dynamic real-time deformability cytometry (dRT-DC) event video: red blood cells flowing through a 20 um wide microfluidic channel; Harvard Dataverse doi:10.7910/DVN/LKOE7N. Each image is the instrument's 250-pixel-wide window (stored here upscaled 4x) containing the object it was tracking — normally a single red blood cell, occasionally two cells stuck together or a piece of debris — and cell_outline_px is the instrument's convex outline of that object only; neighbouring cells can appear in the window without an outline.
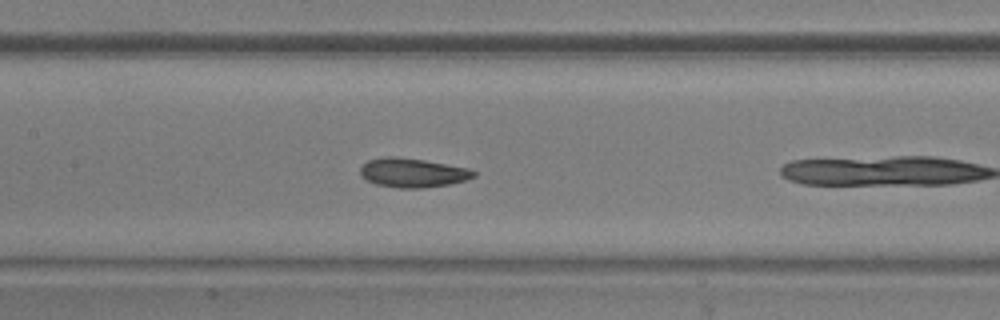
{"species": "common noctule bat (a hibernating species)", "species_latin": "Nyctalus noctula", "temperature_condition": "warm", "stored_images_in_passage": 11, "camera_frame_rate_fps": 3000, "um_per_image_px": 0.085, "animal": {"sex": "male", "body_mass_g": 20.5, "forearm_length_mm": 52.5}, "frame": {"image": 1, "passage_image": 10, "time_ms": 3.0, "image_size_px": [1000, 320], "cell_outline_px": [[476, 176], [468, 180], [448, 184], [424, 188], [400, 188], [376, 184], [360, 176], [360, 168], [368, 160], [384, 156], [396, 156], [424, 160], [468, 168], [476, 172]], "centroid_in_image_um": [35.08, 14.68], "position_along_channel_um": 172.3, "area_um2": 19.31}}